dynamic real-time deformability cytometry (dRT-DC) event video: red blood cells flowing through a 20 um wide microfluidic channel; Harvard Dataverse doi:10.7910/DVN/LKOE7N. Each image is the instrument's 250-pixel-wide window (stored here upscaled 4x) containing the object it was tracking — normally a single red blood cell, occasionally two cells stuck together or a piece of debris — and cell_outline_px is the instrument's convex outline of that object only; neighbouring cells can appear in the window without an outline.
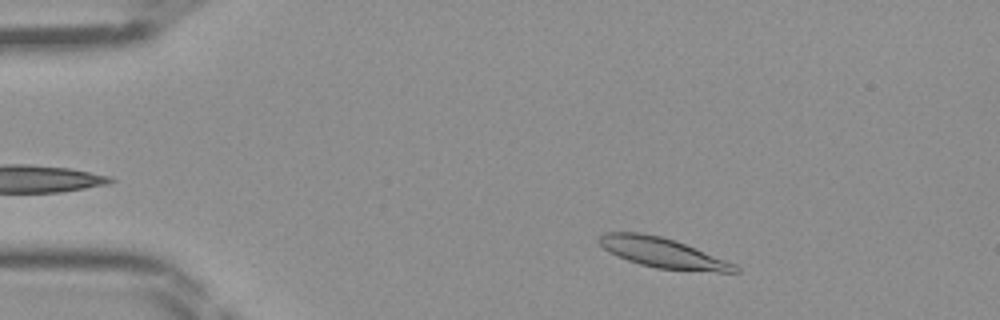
{"species": "Egyptian fruit bat (a non-hibernating species)", "species_latin": "Rousettus aegyptiacus", "temperature_condition": "room temperature", "stored_images_in_passage": 42, "camera_frame_rate_fps": 3000, "um_per_image_px": 0.085, "frame": {"image": 1, "passage_image": 4, "time_ms": 1.0, "image_size_px": [1000, 320], "cell_outline_px": [[740, 272], [716, 272], [656, 268], [640, 264], [628, 260], [608, 252], [596, 240], [604, 232], [640, 232], [660, 236], [676, 240], [736, 264], [740, 268]], "centroid_in_image_um": [56.33, 21.48], "position_along_channel_um": 28.7, "area_um2": 23.76}}
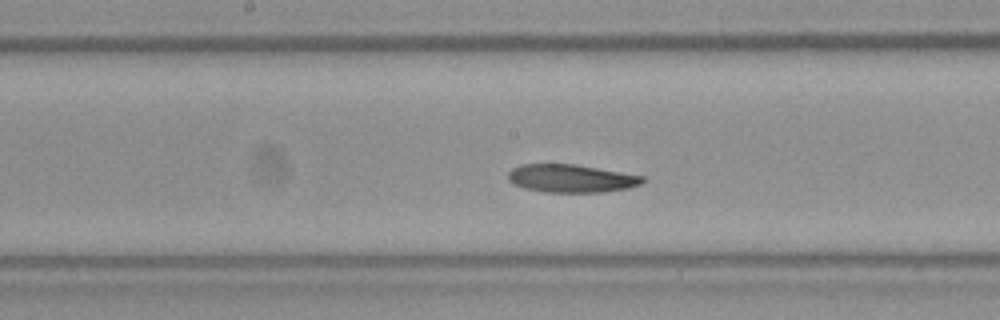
{"frame": {"image": 2, "passage_image": 20, "time_ms": 6.333, "image_size_px": [1000, 320], "cell_outline_px": [[644, 180], [640, 184], [628, 188], [604, 192], [544, 192], [524, 188], [508, 180], [508, 172], [512, 168], [520, 164], [576, 164], [644, 176]], "centroid_in_image_um": [48.53, 15.16], "position_along_channel_um": 199.7, "area_um2": 21.91}}
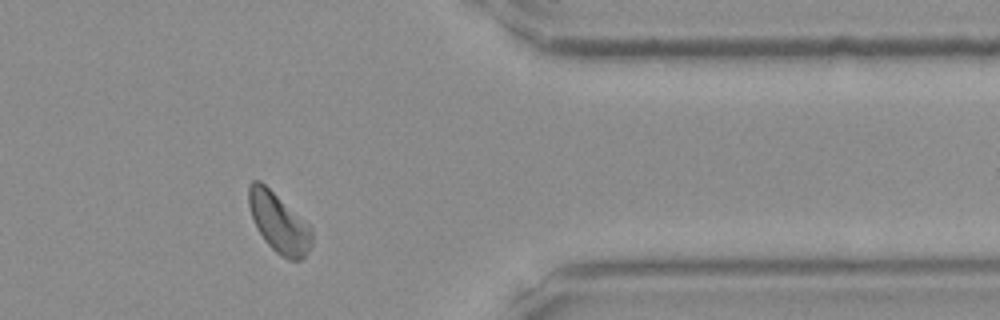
{"frame": {"image": 3, "passage_image": 34, "time_ms": 11.0, "image_size_px": [1000, 320], "cell_outline_px": [[312, 244], [308, 252], [300, 260], [288, 260], [280, 256], [264, 240], [256, 228], [248, 204], [248, 188], [252, 180], [260, 180], [312, 224]], "centroid_in_image_um": [23.73, 18.92], "position_along_channel_um": 387.7, "area_um2": 22.48}}